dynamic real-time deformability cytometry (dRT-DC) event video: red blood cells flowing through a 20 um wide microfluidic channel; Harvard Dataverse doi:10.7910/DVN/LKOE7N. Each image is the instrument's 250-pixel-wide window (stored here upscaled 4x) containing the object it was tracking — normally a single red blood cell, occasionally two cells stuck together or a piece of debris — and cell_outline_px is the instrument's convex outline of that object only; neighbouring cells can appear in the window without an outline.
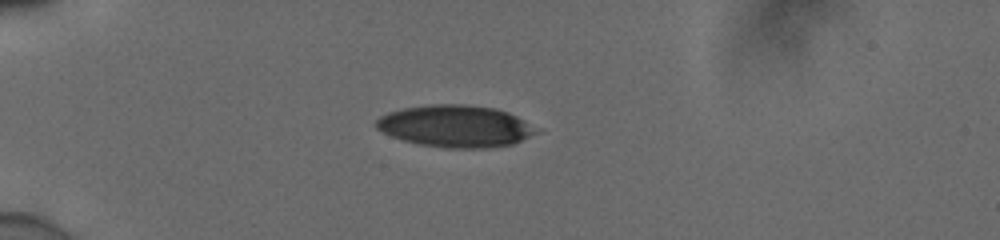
{"species": "human", "species_latin": "Homo sapiens", "temperature_condition": "cold", "stored_images_in_passage": 10, "camera_frame_rate_fps": 3000, "um_per_image_px": 0.085, "donor": {"sex": "male"}, "frame": {"image": 1, "passage_image": 1, "time_ms": 0.0, "image_size_px": [1000, 240], "cell_outline_px": [[536, 132], [512, 144], [484, 148], [448, 148], [420, 144], [404, 140], [392, 136], [376, 128], [376, 120], [380, 116], [388, 112], [404, 108], [432, 104], [464, 104], [496, 108], [508, 112], [524, 120]], "centroid_in_image_um": [38.66, 10.71], "position_along_channel_um": 46.3, "area_um2": 38.55}}
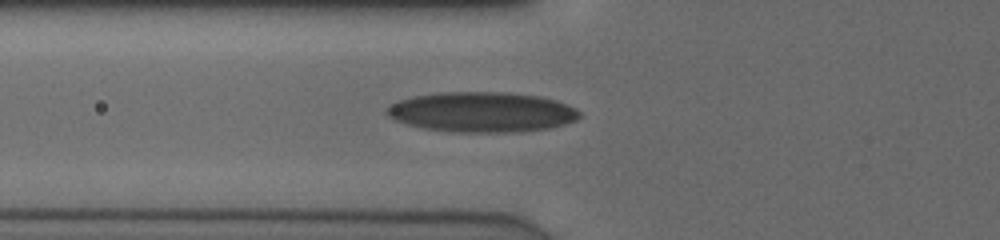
{"frame": {"image": 2, "passage_image": 6, "time_ms": 1.667, "image_size_px": [1000, 240], "cell_outline_px": [[580, 116], [576, 120], [552, 128], [520, 132], [452, 132], [424, 128], [408, 124], [396, 120], [388, 116], [384, 112], [384, 108], [400, 100], [412, 96], [444, 92], [508, 92], [540, 96], [556, 100], [576, 108], [580, 112]], "centroid_in_image_um": [40.98, 9.52], "position_along_channel_um": 84.8, "area_um2": 45.32}}
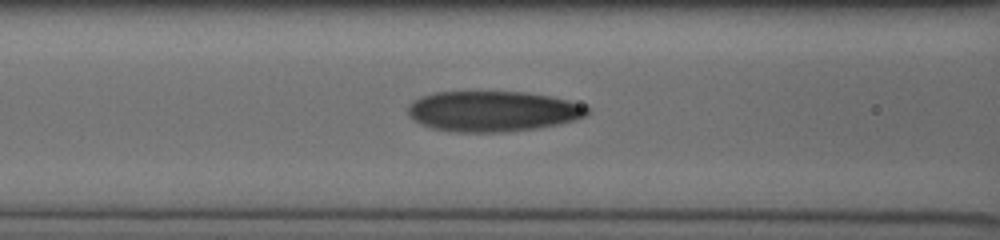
{"frame": {"image": 3, "passage_image": 9, "time_ms": 2.667, "image_size_px": [1000, 240], "cell_outline_px": [[588, 112], [584, 116], [572, 120], [556, 124], [532, 128], [500, 132], [456, 132], [432, 128], [420, 124], [412, 120], [408, 116], [408, 104], [412, 100], [420, 96], [436, 92], [524, 92], [548, 96], [568, 100], [588, 108]], "centroid_in_image_um": [41.77, 9.45], "position_along_channel_um": 124.8, "area_um2": 41.96}}